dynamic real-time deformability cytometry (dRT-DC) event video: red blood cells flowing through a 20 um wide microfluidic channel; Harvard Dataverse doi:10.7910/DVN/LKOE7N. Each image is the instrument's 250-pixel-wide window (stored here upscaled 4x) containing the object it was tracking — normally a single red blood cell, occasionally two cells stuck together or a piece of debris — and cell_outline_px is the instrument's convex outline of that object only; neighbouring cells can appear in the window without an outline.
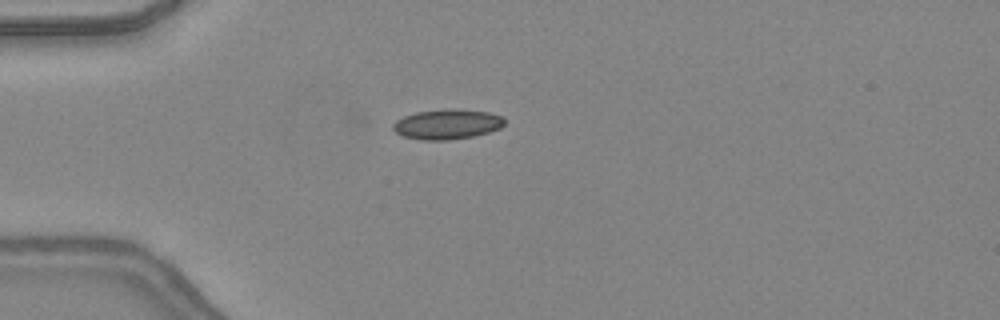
{"species": "common noctule bat (a hibernating species)", "species_latin": "Nyctalus noctula", "temperature_condition": "warm", "stored_images_in_passage": 31, "camera_frame_rate_fps": 3000, "um_per_image_px": 0.085, "animal": {"sex": "female", "body_mass_g": 24.6, "forearm_length_mm": 56.2}, "frame": {"image": 1, "passage_image": 1, "time_ms": 0.0, "image_size_px": [1000, 320], "cell_outline_px": [[504, 124], [500, 128], [488, 132], [472, 136], [448, 140], [420, 140], [404, 136], [396, 132], [392, 128], [392, 124], [396, 120], [404, 116], [416, 112], [488, 112], [504, 116]], "centroid_in_image_um": [37.98, 10.62], "position_along_channel_um": 47.0, "area_um2": 18.44}}
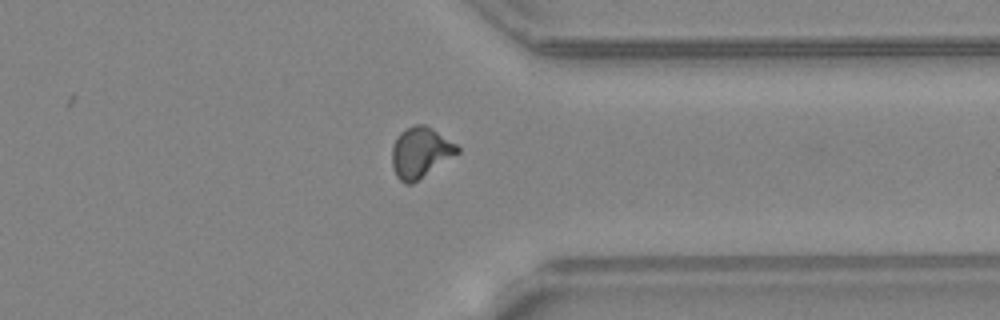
{"frame": {"image": 2, "passage_image": 25, "time_ms": 8.0, "image_size_px": [1000, 320], "cell_outline_px": [[460, 152], [412, 184], [404, 184], [396, 176], [392, 168], [392, 148], [396, 136], [404, 128], [416, 124], [424, 124], [432, 128], [456, 144], [460, 148]], "centroid_in_image_um": [35.71, 12.95], "position_along_channel_um": 375.7, "area_um2": 19.36}}
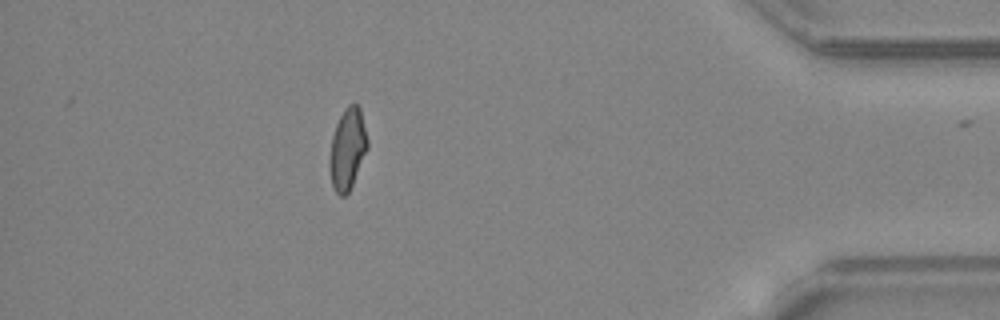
{"frame": {"image": 3, "passage_image": 30, "time_ms": 9.667, "image_size_px": [1000, 320], "cell_outline_px": [[368, 148], [352, 184], [348, 192], [344, 196], [340, 196], [336, 192], [332, 184], [328, 168], [328, 160], [332, 136], [336, 124], [344, 108], [348, 104], [356, 104], [360, 108], [368, 140]], "centroid_in_image_um": [29.52, 12.65], "position_along_channel_um": 405.7, "area_um2": 17.98}, "authors_computed_cell_mechanics": {"area_um2": 18.3226, "velocity_mm_per_s": 4.4048, "shape_relaxation_time_tau1_ms": null, "shape_relaxation_time_tau2_ms": 1.14, "deformation_change_tau1": null, "deformation_change_tau2": 0.0488}}